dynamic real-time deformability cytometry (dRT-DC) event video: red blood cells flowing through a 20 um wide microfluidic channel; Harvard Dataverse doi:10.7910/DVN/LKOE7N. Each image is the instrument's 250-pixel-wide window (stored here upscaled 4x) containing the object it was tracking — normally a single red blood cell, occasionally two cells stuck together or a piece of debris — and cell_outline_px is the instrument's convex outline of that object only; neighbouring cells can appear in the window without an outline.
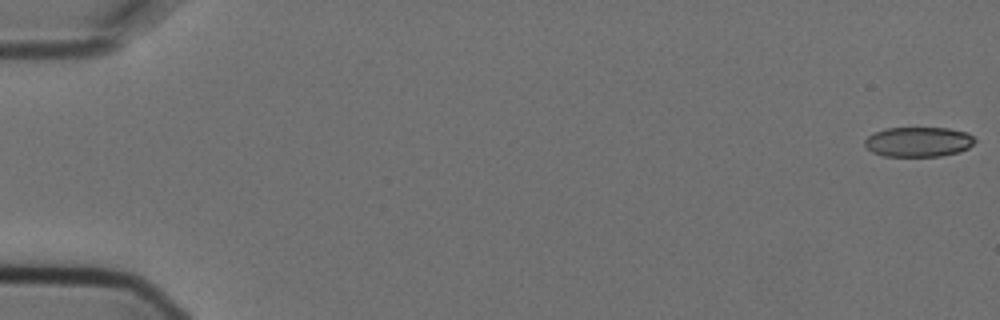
{"species": "Egyptian fruit bat (a non-hibernating species)", "species_latin": "Rousettus aegyptiacus", "temperature_condition": "cold", "stored_images_in_passage": 7, "camera_frame_rate_fps": 3000, "um_per_image_px": 0.085, "animal": {"sex": "female"}, "frame": {"image": 1, "passage_image": 1, "time_ms": 0.0, "image_size_px": [1000, 320], "cell_outline_px": [[976, 140], [968, 148], [960, 152], [940, 156], [884, 156], [872, 152], [864, 144], [864, 140], [868, 136], [876, 132], [888, 128], [948, 128], [968, 132]], "centroid_in_image_um": [78.08, 12.06], "position_along_channel_um": 6.9, "area_um2": 19.13}}
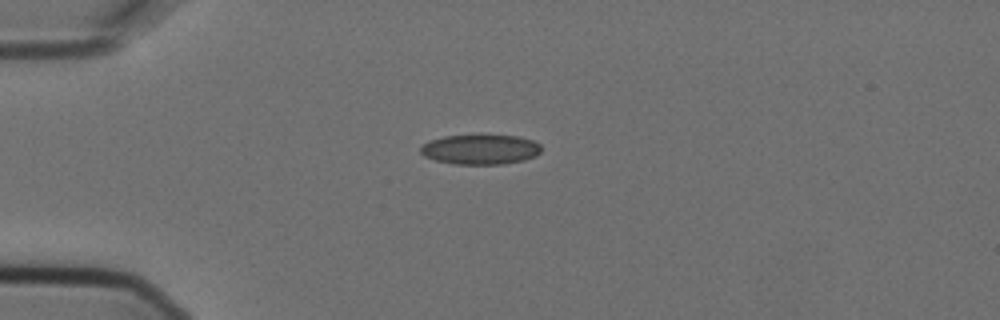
{"frame": {"image": 2, "passage_image": 5, "time_ms": 1.333, "image_size_px": [1000, 320], "cell_outline_px": [[540, 152], [536, 156], [524, 160], [504, 164], [452, 164], [436, 160], [424, 156], [420, 152], [420, 148], [428, 140], [444, 136], [480, 132], [520, 136], [532, 140], [540, 144]], "centroid_in_image_um": [40.83, 12.65], "position_along_channel_um": 44.2, "area_um2": 22.02}}
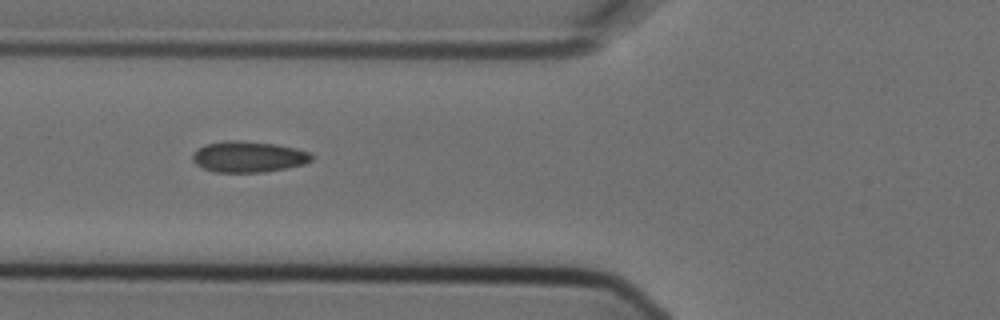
{"frame": {"image": 3, "passage_image": 7, "time_ms": 2.0, "image_size_px": [1000, 320], "cell_outline_px": [[312, 160], [304, 164], [264, 172], [216, 172], [204, 168], [196, 164], [192, 160], [192, 156], [204, 144], [224, 140], [236, 140], [276, 144], [296, 148], [308, 152], [312, 156]], "centroid_in_image_um": [21.11, 13.32], "position_along_channel_um": 104.7, "area_um2": 21.33}}